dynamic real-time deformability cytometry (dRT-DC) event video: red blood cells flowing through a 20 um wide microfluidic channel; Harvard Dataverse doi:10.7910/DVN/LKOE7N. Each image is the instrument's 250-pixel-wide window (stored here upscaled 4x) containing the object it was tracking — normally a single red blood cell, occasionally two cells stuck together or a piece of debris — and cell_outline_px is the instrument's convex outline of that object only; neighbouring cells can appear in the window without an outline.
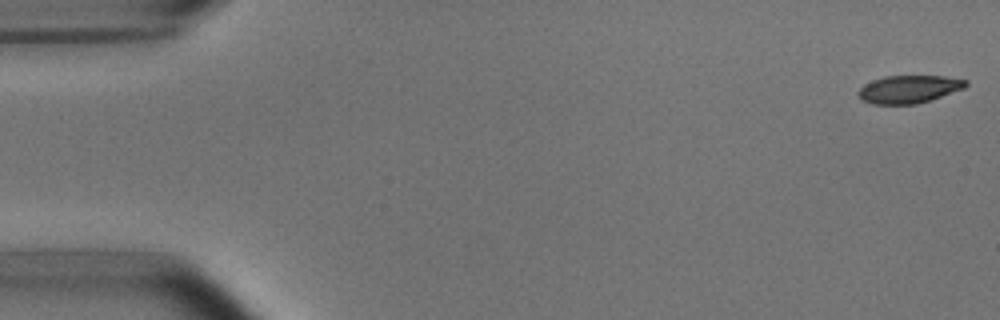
{"species": "common noctule bat (a hibernating species)", "species_latin": "Nyctalus noctula", "temperature_condition": "room temperature", "stored_images_in_passage": 11, "camera_frame_rate_fps": 3000, "um_per_image_px": 0.085, "animal": {"sex": "male", "body_mass_g": 15.6}, "frame": {"image": 1, "passage_image": 1, "time_ms": 0.0, "image_size_px": [1000, 320], "cell_outline_px": [[968, 84], [964, 88], [916, 104], [872, 104], [860, 100], [856, 92], [864, 84], [872, 80], [884, 76], [944, 76], [968, 80]], "centroid_in_image_um": [77.2, 7.58], "position_along_channel_um": 7.8, "area_um2": 17.4}}